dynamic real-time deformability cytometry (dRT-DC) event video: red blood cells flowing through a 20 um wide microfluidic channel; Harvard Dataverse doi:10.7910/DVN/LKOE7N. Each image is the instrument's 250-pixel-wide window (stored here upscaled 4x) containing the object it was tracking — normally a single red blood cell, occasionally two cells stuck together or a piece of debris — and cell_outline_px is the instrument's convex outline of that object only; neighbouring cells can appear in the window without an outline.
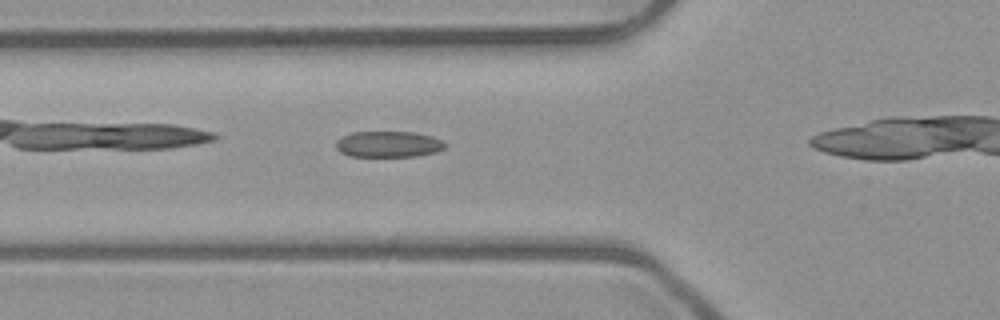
{"species": "common noctule bat (a hibernating species)", "species_latin": "Nyctalus noctula", "temperature_condition": "room temperature", "stored_images_in_passage": 26, "camera_frame_rate_fps": 3000, "um_per_image_px": 0.085, "animal": {"sex": "male", "body_mass_g": 23.1, "forearm_length_mm": 52.7}, "frame": {"image": 1, "passage_image": 3, "time_ms": 0.667, "image_size_px": [1000, 320], "cell_outline_px": [[448, 144], [444, 148], [436, 152], [416, 156], [348, 156], [340, 152], [336, 148], [336, 140], [352, 132], [412, 132], [432, 136]], "centroid_in_image_um": [33.01, 12.26], "position_along_channel_um": 92.8, "area_um2": 16.53}}
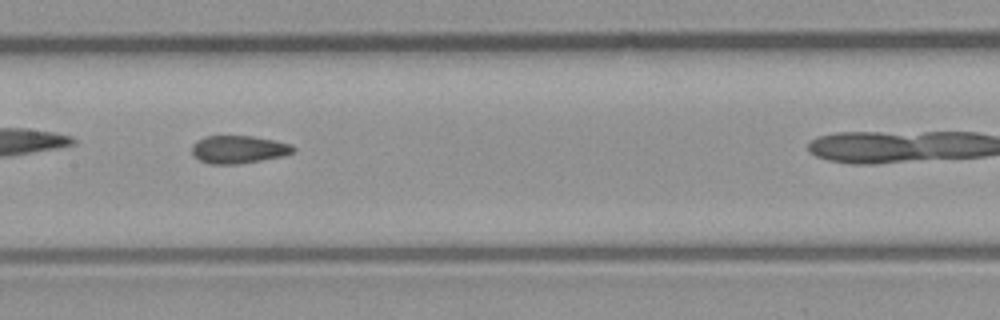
{"frame": {"image": 2, "passage_image": 10, "time_ms": 3.0, "image_size_px": [1000, 320], "cell_outline_px": [[296, 148], [292, 152], [280, 156], [260, 160], [236, 164], [208, 164], [200, 160], [192, 152], [192, 144], [196, 140], [204, 136], [252, 136], [292, 144]], "centroid_in_image_um": [20.23, 12.69], "position_along_channel_um": 187.2, "area_um2": 16.24}}
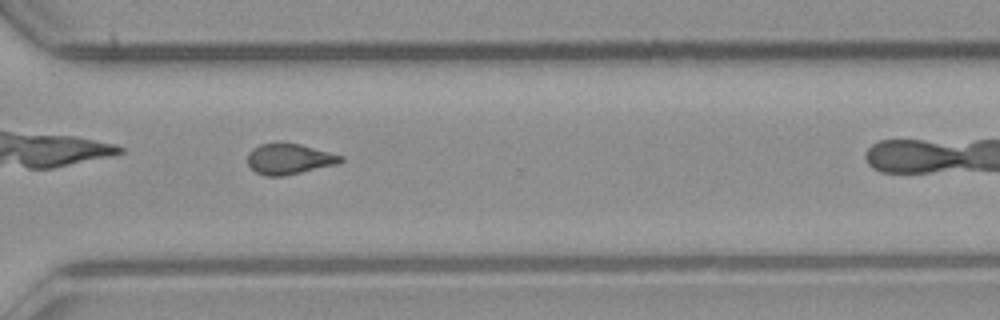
{"frame": {"image": 3, "passage_image": 22, "time_ms": 7.0, "image_size_px": [1000, 320], "cell_outline_px": [[344, 160], [336, 164], [284, 176], [264, 176], [256, 172], [248, 164], [248, 152], [252, 148], [260, 144], [300, 144], [344, 156]], "centroid_in_image_um": [24.57, 13.52], "position_along_channel_um": 346.0, "area_um2": 16.36}}